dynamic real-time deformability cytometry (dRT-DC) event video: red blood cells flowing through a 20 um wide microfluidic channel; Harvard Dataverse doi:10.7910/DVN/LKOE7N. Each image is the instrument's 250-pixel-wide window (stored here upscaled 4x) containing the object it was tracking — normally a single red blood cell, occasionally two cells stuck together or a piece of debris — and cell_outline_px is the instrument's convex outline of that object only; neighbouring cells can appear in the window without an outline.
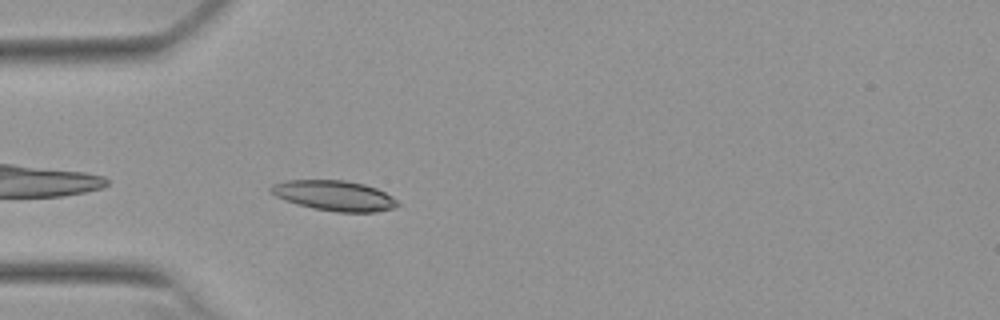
{"species": "Egyptian fruit bat (a non-hibernating species)", "species_latin": "Rousettus aegyptiacus", "temperature_condition": "warm", "stored_images_in_passage": 36, "camera_frame_rate_fps": 3000, "um_per_image_px": 0.085, "animal": {"sex": "female"}, "frame": {"image": 1, "passage_image": 2, "time_ms": 0.333, "image_size_px": [1000, 320], "cell_outline_px": [[400, 204], [392, 208], [376, 212], [336, 212], [312, 208], [296, 204], [284, 200], [268, 192], [268, 188], [272, 184], [284, 180], [344, 180], [364, 184], [376, 188], [392, 196]], "centroid_in_image_um": [28.36, 16.62], "position_along_channel_um": 56.6, "area_um2": 22.48}}
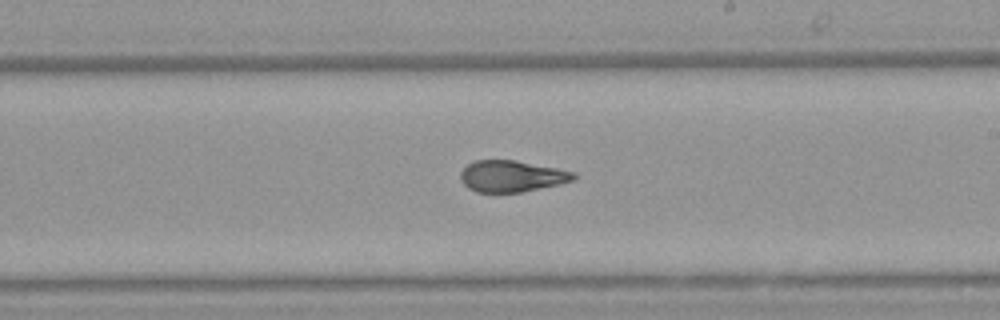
{"frame": {"image": 2, "passage_image": 14, "time_ms": 4.333, "image_size_px": [1000, 320], "cell_outline_px": [[576, 176], [572, 180], [560, 184], [520, 192], [476, 192], [468, 188], [460, 180], [460, 172], [472, 160], [512, 160], [556, 168], [576, 172]], "centroid_in_image_um": [43.46, 14.97], "position_along_channel_um": 245.5, "area_um2": 20.58}}
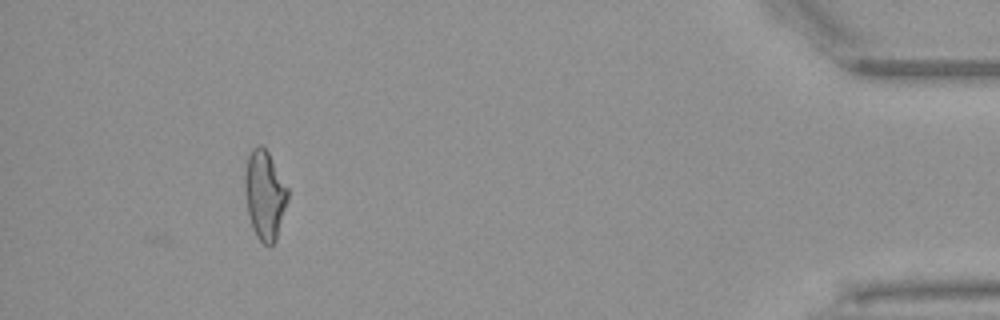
{"frame": {"image": 3, "passage_image": 32, "time_ms": 10.333, "image_size_px": [1000, 320], "cell_outline_px": [[288, 200], [276, 240], [272, 244], [264, 244], [256, 236], [252, 228], [248, 212], [244, 192], [244, 172], [248, 156], [252, 148], [256, 144], [260, 144], [268, 152], [288, 188]], "centroid_in_image_um": [22.48, 16.55], "position_along_channel_um": 412.7, "area_um2": 22.31}, "authors_computed_cell_mechanics": {"area_um2": 21.6461, "velocity_mm_per_s": 3.8285, "shape_relaxation_time_tau1_ms": 1.7597, "shape_relaxation_time_tau2_ms": 0.7772, "deformation_change_tau1": 0.2269, "deformation_change_tau2": 0.0909}}